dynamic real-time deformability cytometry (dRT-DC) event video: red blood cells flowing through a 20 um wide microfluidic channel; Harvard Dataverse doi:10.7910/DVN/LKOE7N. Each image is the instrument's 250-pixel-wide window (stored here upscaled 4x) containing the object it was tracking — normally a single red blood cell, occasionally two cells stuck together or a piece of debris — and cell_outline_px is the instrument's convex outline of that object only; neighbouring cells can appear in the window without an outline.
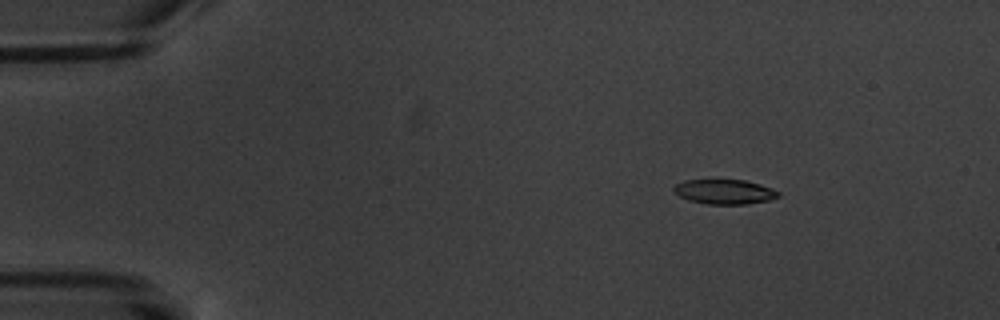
{"species": "common noctule bat (a hibernating species)", "species_latin": "Nyctalus noctula", "temperature_condition": "warm", "stored_images_in_passage": 8, "camera_frame_rate_fps": 3000, "um_per_image_px": 0.085, "animal": {"sex": "male", "body_mass_g": 20.1, "forearm_length_mm": 53.5}, "frame": {"image": 1, "passage_image": 3, "time_ms": 2.333, "image_size_px": [1000, 320], "cell_outline_px": [[780, 196], [768, 200], [748, 204], [708, 204], [688, 200], [680, 196], [672, 188], [676, 184], [684, 180], [744, 180], [760, 184], [772, 188], [780, 192]], "centroid_in_image_um": [61.6, 16.3], "position_along_channel_um": 23.4, "area_um2": 14.97}}
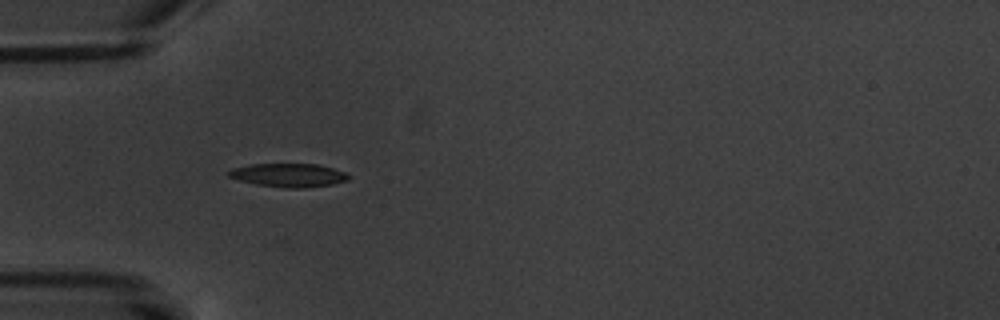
{"frame": {"image": 2, "passage_image": 6, "time_ms": 5.667, "image_size_px": [1000, 320], "cell_outline_px": [[352, 176], [348, 180], [332, 184], [304, 188], [284, 188], [256, 184], [240, 180], [228, 176], [228, 172], [232, 168], [252, 164], [316, 164], [332, 168], [344, 172]], "centroid_in_image_um": [24.55, 14.89], "position_along_channel_um": 60.5, "area_um2": 16.36}}